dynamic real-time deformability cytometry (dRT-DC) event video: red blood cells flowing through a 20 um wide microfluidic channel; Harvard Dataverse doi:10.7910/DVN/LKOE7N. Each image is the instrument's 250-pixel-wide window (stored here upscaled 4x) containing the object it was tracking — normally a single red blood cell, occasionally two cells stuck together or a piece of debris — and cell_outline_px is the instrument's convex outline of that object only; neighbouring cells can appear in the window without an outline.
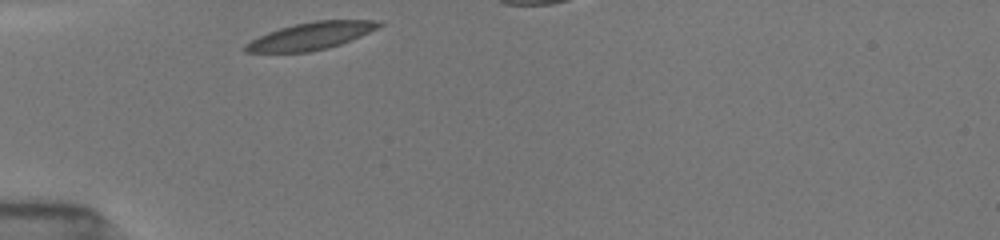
{"species": "common noctule bat (a hibernating species)", "species_latin": "Nyctalus noctula", "temperature_condition": "room temperature", "stored_images_in_passage": 29, "camera_frame_rate_fps": 3000, "um_per_image_px": 0.085, "animal": {"sex": "female", "body_mass_g": 19.5, "forearm_length_mm": 54.1}, "frame": {"image": 1, "passage_image": 1, "time_ms": 0.0, "image_size_px": [1000, 240], "cell_outline_px": [[384, 24], [352, 40], [328, 48], [308, 52], [244, 52], [240, 48], [244, 44], [268, 32], [280, 28], [296, 24], [316, 20], [380, 20]], "centroid_in_image_um": [26.41, 3.06], "position_along_channel_um": 58.6, "area_um2": 21.15}}
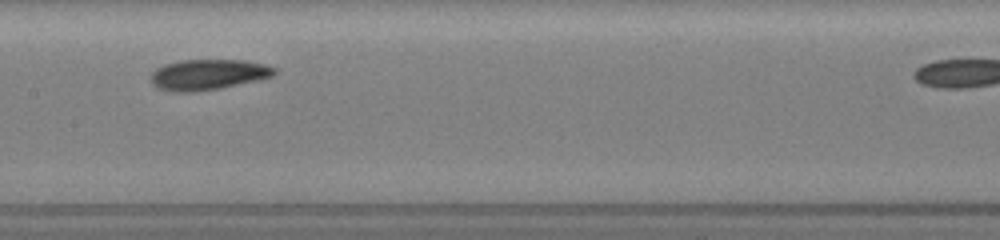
{"frame": {"image": 2, "passage_image": 12, "time_ms": 3.667, "image_size_px": [1000, 240], "cell_outline_px": [[276, 72], [272, 76], [256, 80], [220, 88], [192, 92], [172, 92], [156, 88], [152, 84], [152, 72], [156, 68], [164, 64], [180, 60], [244, 60], [264, 64], [276, 68]], "centroid_in_image_um": [17.65, 6.34], "position_along_channel_um": 189.8, "area_um2": 21.96}}
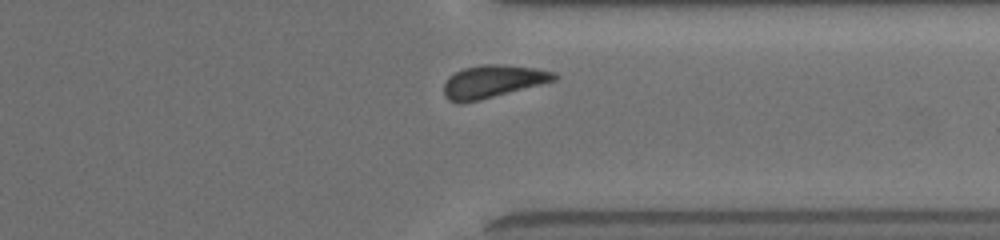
{"frame": {"image": 3, "passage_image": 26, "time_ms": 8.333, "image_size_px": [1000, 240], "cell_outline_px": [[560, 76], [556, 80], [480, 100], [460, 104], [448, 100], [444, 96], [444, 84], [448, 76], [464, 68], [480, 64], [496, 64], [536, 68], [556, 72]], "centroid_in_image_um": [41.87, 6.92], "position_along_channel_um": 369.5, "area_um2": 21.1}, "authors_computed_cell_mechanics": {"area_um2": 21.2126, "velocity_mm_per_s": 3.854, "shape_relaxation_time_tau1_ms": 2.7925, "shape_relaxation_time_tau2_ms": null, "deformation_change_tau1": 0.0811, "deformation_change_tau2": null}}